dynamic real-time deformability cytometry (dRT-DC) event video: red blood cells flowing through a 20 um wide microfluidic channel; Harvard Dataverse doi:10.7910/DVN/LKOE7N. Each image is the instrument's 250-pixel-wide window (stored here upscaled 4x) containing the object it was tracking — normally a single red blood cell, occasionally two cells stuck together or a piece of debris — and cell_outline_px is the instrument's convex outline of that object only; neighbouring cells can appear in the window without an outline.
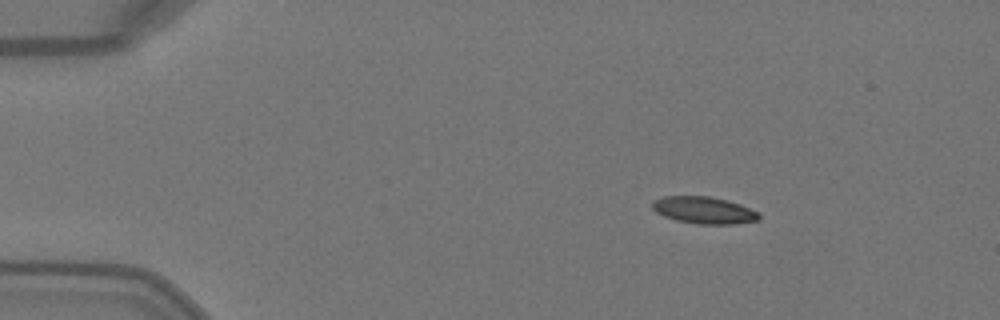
{"species": "Egyptian fruit bat (a non-hibernating species)", "species_latin": "Rousettus aegyptiacus", "temperature_condition": "warm", "stored_images_in_passage": 43, "camera_frame_rate_fps": 3000, "um_per_image_px": 0.085, "animal": {"sex": "female"}, "frame": {"image": 1, "passage_image": 1, "time_ms": 0.0, "image_size_px": [1000, 320], "cell_outline_px": [[760, 220], [736, 224], [696, 224], [676, 220], [664, 216], [656, 212], [652, 208], [652, 200], [664, 196], [708, 196], [728, 200], [740, 204], [760, 212]], "centroid_in_image_um": [59.85, 17.87], "position_along_channel_um": 25.1, "area_um2": 16.99}}
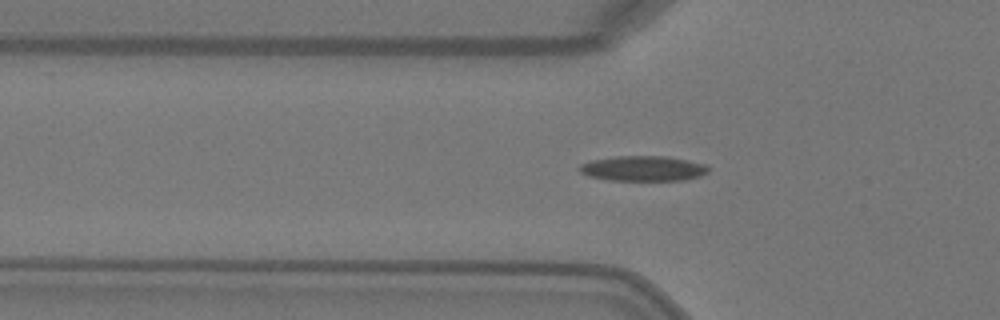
{"frame": {"image": 2, "passage_image": 10, "time_ms": 3.0, "image_size_px": [1000, 320], "cell_outline_px": [[708, 172], [700, 176], [684, 180], [608, 180], [588, 176], [580, 172], [576, 168], [580, 164], [592, 160], [616, 156], [664, 156], [688, 160], [708, 164]], "centroid_in_image_um": [54.65, 14.32], "position_along_channel_um": 71.1, "area_um2": 19.02}}
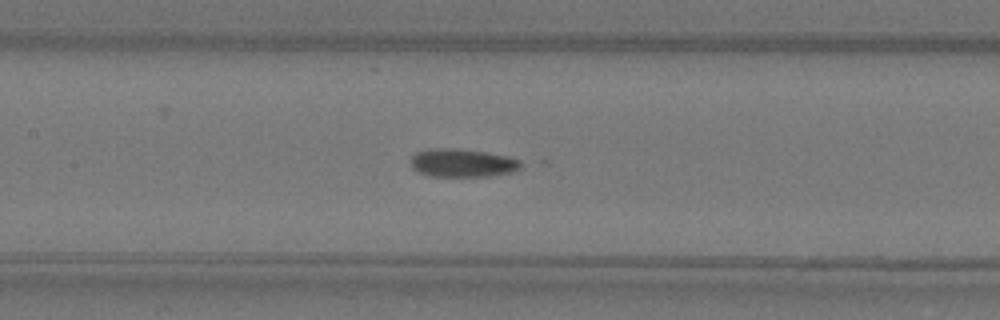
{"frame": {"image": 3, "passage_image": 17, "time_ms": 5.333, "image_size_px": [1000, 320], "cell_outline_px": [[520, 168], [516, 172], [488, 176], [432, 176], [420, 172], [412, 168], [412, 156], [416, 152], [432, 148], [452, 148], [484, 152], [508, 156], [520, 160]], "centroid_in_image_um": [39.33, 13.85], "position_along_channel_um": 168.1, "area_um2": 17.98}}